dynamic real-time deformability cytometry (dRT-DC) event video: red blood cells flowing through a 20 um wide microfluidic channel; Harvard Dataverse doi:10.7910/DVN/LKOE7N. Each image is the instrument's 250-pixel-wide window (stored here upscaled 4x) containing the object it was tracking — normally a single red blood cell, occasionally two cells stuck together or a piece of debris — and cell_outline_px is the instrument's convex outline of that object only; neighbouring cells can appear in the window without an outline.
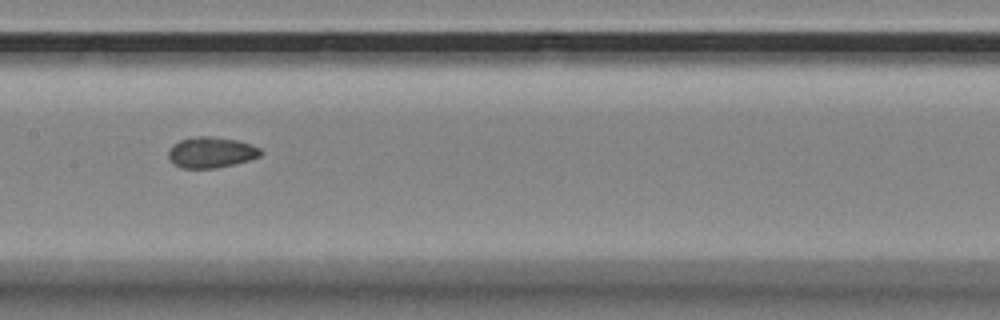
{"species": "Egyptian fruit bat (a non-hibernating species)", "species_latin": "Rousettus aegyptiacus", "temperature_condition": "room temperature", "stored_images_in_passage": 10, "camera_frame_rate_fps": 3000, "um_per_image_px": 0.085, "animal": {"sex": "female"}, "frame": {"image": 1, "passage_image": 4, "time_ms": 1.0, "image_size_px": [1000, 320], "cell_outline_px": [[264, 152], [260, 156], [248, 160], [216, 168], [180, 168], [168, 160], [168, 152], [172, 144], [180, 140], [192, 136], [212, 136], [240, 140], [252, 144], [260, 148]], "centroid_in_image_um": [17.93, 12.93], "position_along_channel_um": 189.5, "area_um2": 16.88}}
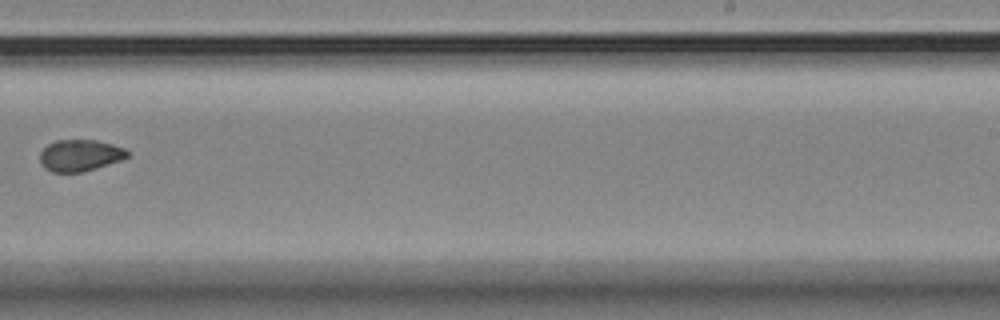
{"frame": {"image": 2, "passage_image": 6, "time_ms": 1.667, "image_size_px": [1000, 320], "cell_outline_px": [[128, 156], [120, 160], [84, 172], [52, 172], [44, 168], [40, 164], [40, 152], [48, 144], [56, 140], [96, 140], [112, 144], [124, 148], [128, 152]], "centroid_in_image_um": [6.76, 13.21], "position_along_channel_um": 282.2, "area_um2": 16.07}}
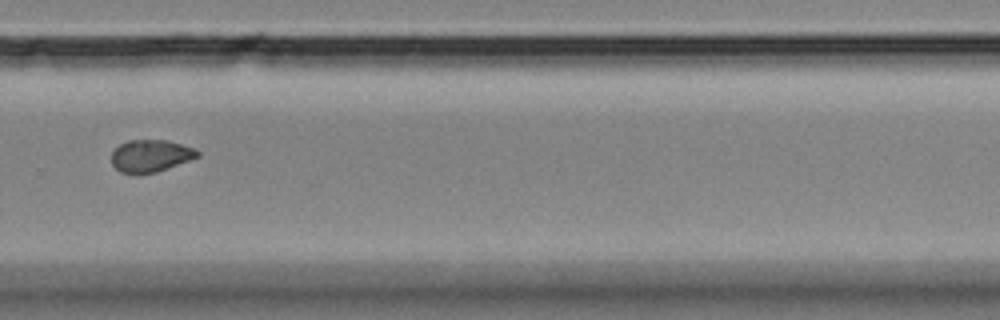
{"frame": {"image": 3, "passage_image": 7, "time_ms": 2.0, "image_size_px": [1000, 320], "cell_outline_px": [[200, 156], [156, 172], [140, 176], [136, 176], [120, 172], [112, 164], [112, 152], [120, 144], [128, 140], [168, 140], [196, 148], [200, 152]], "centroid_in_image_um": [12.8, 13.26], "position_along_channel_um": 317.0, "area_um2": 16.47}}